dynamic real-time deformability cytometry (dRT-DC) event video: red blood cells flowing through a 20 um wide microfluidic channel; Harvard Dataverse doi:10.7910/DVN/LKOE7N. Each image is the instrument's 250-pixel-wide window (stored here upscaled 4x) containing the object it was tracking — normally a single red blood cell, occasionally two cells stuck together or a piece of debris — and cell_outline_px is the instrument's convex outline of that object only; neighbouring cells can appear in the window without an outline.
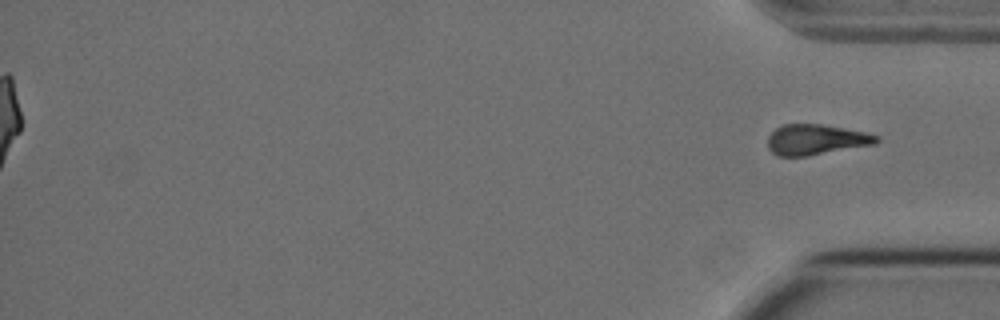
{"species": "Egyptian fruit bat (a non-hibernating species)", "species_latin": "Rousettus aegyptiacus", "temperature_condition": "cold", "stored_images_in_passage": 56, "segment_of_instrument_passage": [2, 2], "camera_frame_rate_fps": 3000, "um_per_image_px": 0.085, "animal": {"sex": "female"}, "frame": {"image": 1, "passage_image": 56, "time_ms": 18.333, "image_size_px": [1000, 320], "cell_outline_px": [[880, 140], [876, 144], [808, 156], [776, 156], [768, 148], [768, 136], [776, 128], [784, 124], [820, 124], [864, 132], [880, 136]], "centroid_in_image_um": [69.36, 11.88], "position_along_channel_um": 365.8, "area_um2": 19.31}}